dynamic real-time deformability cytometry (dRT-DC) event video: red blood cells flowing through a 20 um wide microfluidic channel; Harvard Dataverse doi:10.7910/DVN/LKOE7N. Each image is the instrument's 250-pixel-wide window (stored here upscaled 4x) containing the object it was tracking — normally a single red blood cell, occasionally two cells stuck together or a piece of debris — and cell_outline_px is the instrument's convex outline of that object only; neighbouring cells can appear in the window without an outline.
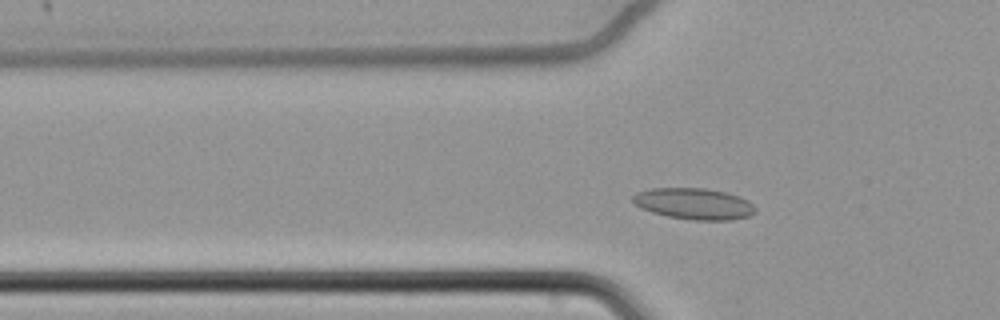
{"species": "common noctule bat (a hibernating species)", "species_latin": "Nyctalus noctula", "temperature_condition": "cold", "stored_images_in_passage": 44, "camera_frame_rate_fps": 3000, "um_per_image_px": 0.085, "animal": {"sex": "female", "body_mass_g": 22.7, "forearm_length_mm": 54.2}, "frame": {"image": 1, "passage_image": 3, "time_ms": 0.667, "image_size_px": [1000, 320], "cell_outline_px": [[756, 212], [748, 216], [732, 220], [692, 220], [668, 216], [652, 212], [640, 208], [632, 200], [632, 196], [636, 192], [648, 188], [704, 188], [728, 192], [740, 196], [748, 200], [756, 208]], "centroid_in_image_um": [59.0, 17.31], "position_along_channel_um": 66.8, "area_um2": 22.54}}
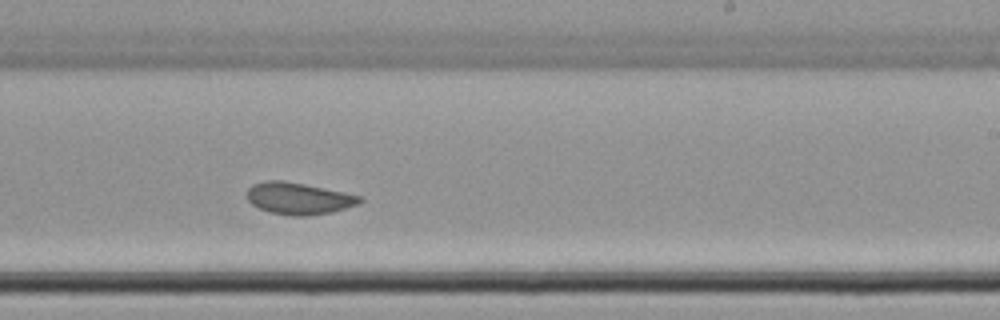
{"frame": {"image": 2, "passage_image": 21, "time_ms": 6.667, "image_size_px": [1000, 320], "cell_outline_px": [[364, 200], [360, 204], [332, 212], [304, 216], [292, 216], [272, 212], [260, 208], [252, 204], [248, 200], [248, 188], [252, 184], [264, 180], [284, 180], [324, 188], [360, 196]], "centroid_in_image_um": [25.39, 16.86], "position_along_channel_um": 263.6, "area_um2": 20.81}}
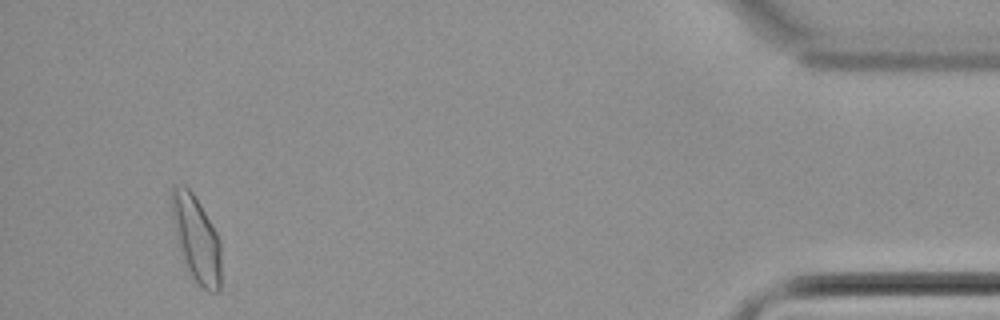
{"frame": {"image": 3, "passage_image": 41, "time_ms": 13.333, "image_size_px": [1000, 320], "cell_outline_px": [[220, 288], [216, 292], [208, 292], [192, 276], [180, 252], [176, 240], [172, 220], [168, 196], [168, 192], [172, 184], [184, 184], [192, 192], [200, 204], [212, 224], [220, 240]], "centroid_in_image_um": [16.63, 20.18], "position_along_channel_um": 418.6, "area_um2": 25.09}, "authors_computed_cell_mechanics": {"area_um2": 21.1837, "velocity_mm_per_s": 3.3575, "shape_relaxation_time_tau1_ms": null, "shape_relaxation_time_tau2_ms": 2.5804, "deformation_change_tau1": null, "deformation_change_tau2": 0.0473}}